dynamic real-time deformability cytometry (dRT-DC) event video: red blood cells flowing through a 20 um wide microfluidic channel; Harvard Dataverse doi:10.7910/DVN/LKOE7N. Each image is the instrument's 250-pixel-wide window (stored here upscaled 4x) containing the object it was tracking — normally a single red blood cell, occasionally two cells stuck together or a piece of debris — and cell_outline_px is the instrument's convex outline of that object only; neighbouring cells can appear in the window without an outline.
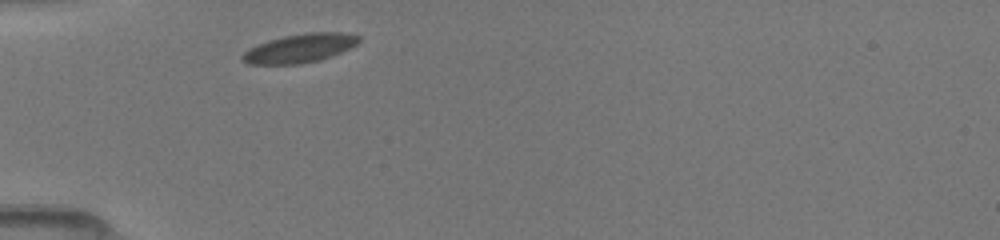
{"species": "common noctule bat (a hibernating species)", "species_latin": "Nyctalus noctula", "temperature_condition": "room temperature", "stored_images_in_passage": 10, "camera_frame_rate_fps": 3000, "um_per_image_px": 0.085, "animal": {"sex": "female", "body_mass_g": 19.5, "forearm_length_mm": 54.1}, "frame": {"image": 1, "passage_image": 1, "time_ms": 0.0, "image_size_px": [1000, 240], "cell_outline_px": [[360, 40], [356, 44], [332, 56], [320, 60], [300, 64], [248, 64], [240, 60], [240, 56], [244, 52], [268, 40], [284, 36], [308, 32], [344, 32], [360, 36]], "centroid_in_image_um": [25.48, 4.1], "position_along_channel_um": 59.5, "area_um2": 19.42}}
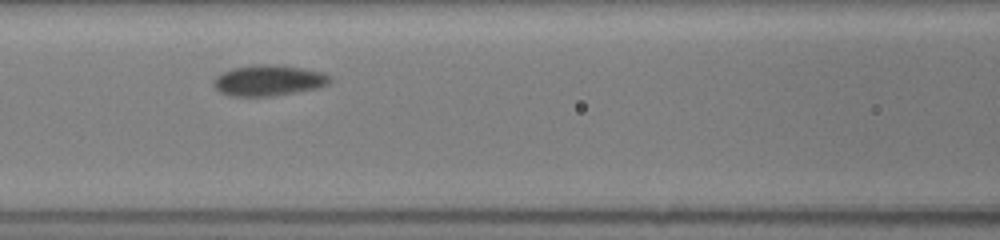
{"frame": {"image": 2, "passage_image": 4, "time_ms": 2.333, "image_size_px": [1000, 240], "cell_outline_px": [[332, 80], [328, 84], [320, 88], [272, 96], [228, 96], [220, 92], [212, 84], [212, 80], [216, 76], [232, 68], [256, 64], [268, 64], [300, 68], [324, 72]], "centroid_in_image_um": [22.81, 6.84], "position_along_channel_um": 143.8, "area_um2": 20.92}}
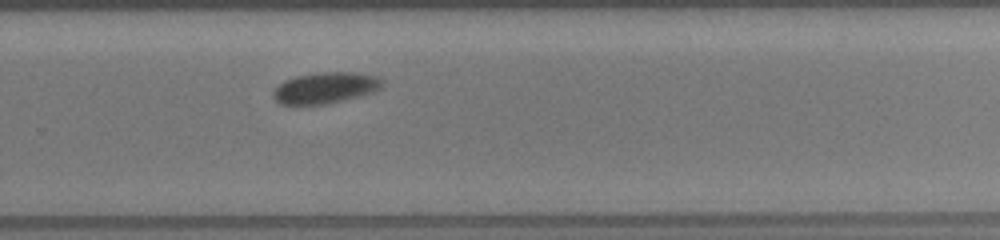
{"frame": {"image": 3, "passage_image": 10, "time_ms": 6.333, "image_size_px": [1000, 240], "cell_outline_px": [[384, 84], [376, 92], [324, 104], [280, 104], [272, 96], [272, 92], [284, 80], [296, 76], [316, 72], [356, 72], [380, 76], [384, 80]], "centroid_in_image_um": [27.71, 7.44], "position_along_channel_um": 302.1, "area_um2": 19.94}}